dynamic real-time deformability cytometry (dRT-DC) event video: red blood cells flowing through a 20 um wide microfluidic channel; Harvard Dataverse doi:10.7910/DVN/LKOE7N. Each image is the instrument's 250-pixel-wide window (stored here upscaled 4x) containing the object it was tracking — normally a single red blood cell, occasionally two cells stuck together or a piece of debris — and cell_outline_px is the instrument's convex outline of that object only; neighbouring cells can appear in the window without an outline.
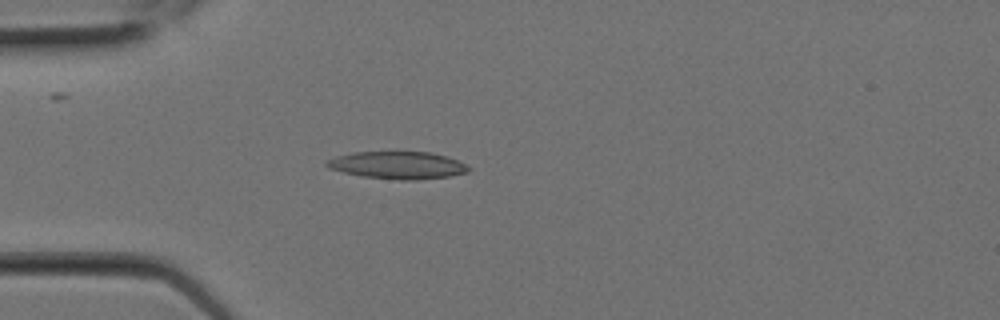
{"species": "Egyptian fruit bat (a non-hibernating species)", "species_latin": "Rousettus aegyptiacus", "temperature_condition": "room temperature", "stored_images_in_passage": 9, "camera_frame_rate_fps": 3000, "um_per_image_px": 0.085, "animal": {"sex": "female"}, "frame": {"image": 1, "passage_image": 6, "time_ms": 1.667, "image_size_px": [1000, 320], "cell_outline_px": [[472, 168], [468, 172], [448, 176], [416, 180], [400, 180], [360, 176], [328, 168], [324, 164], [324, 160], [336, 156], [352, 152], [428, 152], [448, 156]], "centroid_in_image_um": [33.76, 14.04], "position_along_channel_um": 51.2, "area_um2": 22.72}}
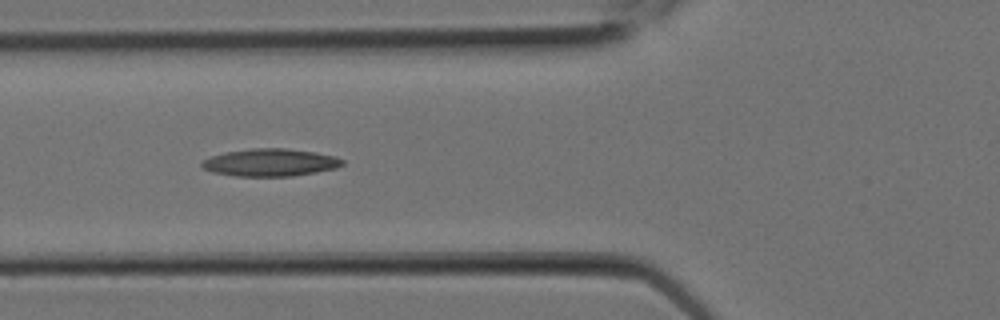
{"frame": {"image": 2, "passage_image": 8, "time_ms": 2.333, "image_size_px": [1000, 320], "cell_outline_px": [[344, 164], [336, 168], [316, 172], [292, 176], [236, 176], [212, 172], [204, 168], [200, 164], [204, 160], [212, 156], [224, 152], [252, 148], [284, 148], [316, 152], [332, 156], [344, 160]], "centroid_in_image_um": [22.97, 13.81], "position_along_channel_um": 102.8, "area_um2": 22.43}}
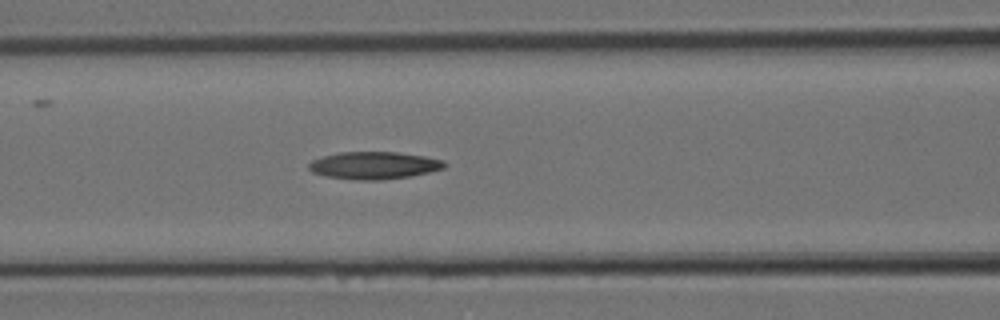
{"frame": {"image": 3, "passage_image": 9, "time_ms": 2.667, "image_size_px": [1000, 320], "cell_outline_px": [[444, 168], [412, 176], [380, 180], [356, 180], [324, 176], [312, 172], [308, 168], [308, 164], [312, 160], [324, 156], [340, 152], [396, 152], [424, 156], [444, 160]], "centroid_in_image_um": [31.76, 14.06], "position_along_channel_um": 134.8, "area_um2": 21.62}}